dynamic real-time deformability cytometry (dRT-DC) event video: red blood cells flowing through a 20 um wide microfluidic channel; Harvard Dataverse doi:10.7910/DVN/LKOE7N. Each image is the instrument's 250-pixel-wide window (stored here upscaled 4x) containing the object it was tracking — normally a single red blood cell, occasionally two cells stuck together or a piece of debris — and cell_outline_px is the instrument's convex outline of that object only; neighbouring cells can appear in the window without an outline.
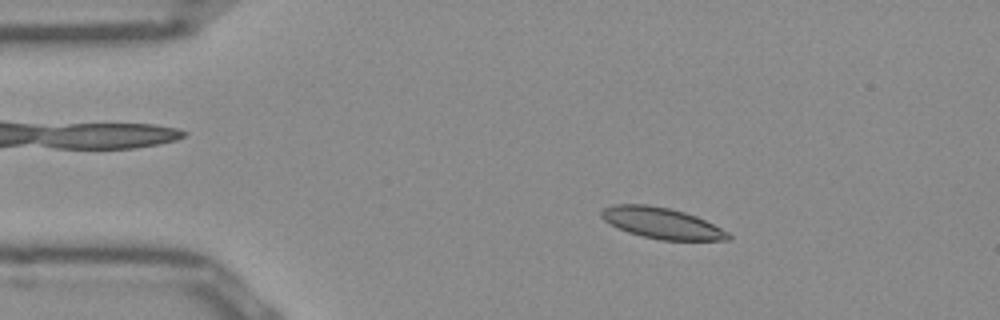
{"species": "Egyptian fruit bat (a non-hibernating species)", "species_latin": "Rousettus aegyptiacus", "temperature_condition": "room temperature", "stored_images_in_passage": 50, "camera_frame_rate_fps": 3000, "um_per_image_px": 0.085, "frame": {"image": 1, "passage_image": 8, "time_ms": 2.333, "image_size_px": [1000, 320], "cell_outline_px": [[732, 236], [728, 240], [660, 240], [640, 236], [628, 232], [604, 220], [600, 216], [600, 212], [604, 208], [612, 204], [648, 204], [668, 208], [684, 212], [696, 216], [728, 232]], "centroid_in_image_um": [56.23, 18.96], "position_along_channel_um": 28.8, "area_um2": 22.77}}
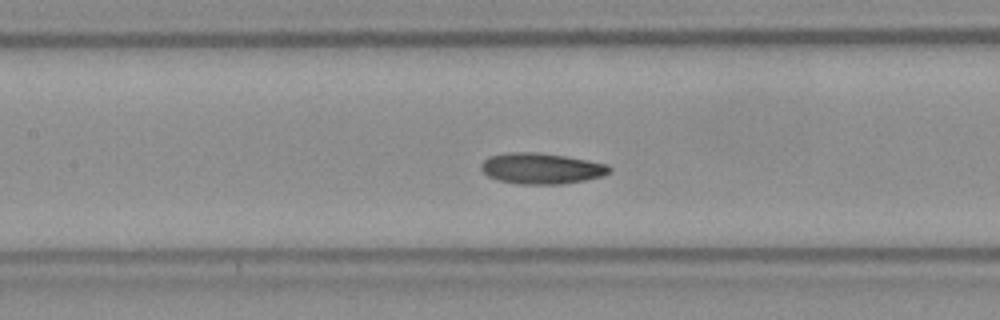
{"frame": {"image": 2, "passage_image": 22, "time_ms": 7.0, "image_size_px": [1000, 320], "cell_outline_px": [[612, 172], [604, 176], [584, 180], [560, 184], [516, 184], [496, 180], [488, 176], [480, 168], [480, 164], [488, 156], [512, 152], [536, 152], [564, 156], [588, 160], [608, 164], [612, 168]], "centroid_in_image_um": [46.02, 14.32], "position_along_channel_um": 161.4, "area_um2": 23.29}}
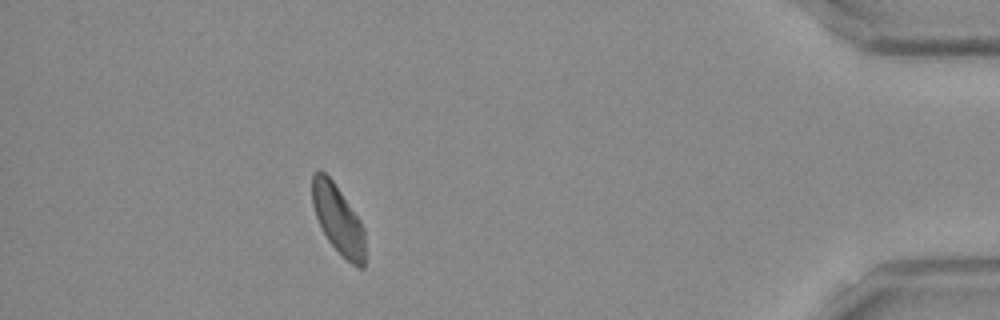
{"frame": {"image": 3, "passage_image": 45, "time_ms": 14.667, "image_size_px": [1000, 320], "cell_outline_px": [[364, 268], [356, 268], [328, 240], [316, 216], [312, 204], [312, 172], [316, 168], [320, 168], [332, 180], [364, 228]], "centroid_in_image_um": [28.7, 18.61], "position_along_channel_um": 406.5, "area_um2": 20.69}, "authors_computed_cell_mechanics": {"area_um2": 22.4842, "velocity_mm_per_s": 3.9316, "shape_relaxation_time_tau1_ms": 5.5835, "shape_relaxation_time_tau2_ms": 7.6093, "deformation_change_tau1": 0.1096, "deformation_change_tau2": 0.1349}}